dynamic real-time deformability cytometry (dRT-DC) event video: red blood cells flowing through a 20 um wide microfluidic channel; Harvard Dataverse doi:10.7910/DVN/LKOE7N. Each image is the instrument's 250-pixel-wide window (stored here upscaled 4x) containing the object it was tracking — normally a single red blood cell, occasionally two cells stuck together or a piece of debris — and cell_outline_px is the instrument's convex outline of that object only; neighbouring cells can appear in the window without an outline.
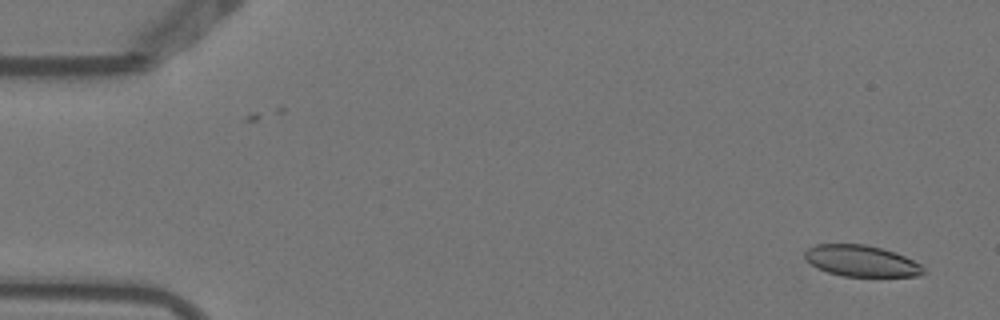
{"species": "Egyptian fruit bat (a non-hibernating species)", "species_latin": "Rousettus aegyptiacus", "temperature_condition": "warm", "stored_images_in_passage": 2, "camera_frame_rate_fps": 3000, "um_per_image_px": 0.085, "animal": {"sex": "female"}, "frame": {"image": 1, "passage_image": 2, "time_ms": 0.333, "image_size_px": [1000, 320], "cell_outline_px": [[924, 272], [920, 276], [844, 276], [828, 272], [812, 264], [804, 256], [804, 252], [808, 248], [816, 244], [864, 244], [896, 252], [920, 264], [924, 268]], "centroid_in_image_um": [73.23, 22.17], "position_along_channel_um": 11.8, "area_um2": 21.33}}